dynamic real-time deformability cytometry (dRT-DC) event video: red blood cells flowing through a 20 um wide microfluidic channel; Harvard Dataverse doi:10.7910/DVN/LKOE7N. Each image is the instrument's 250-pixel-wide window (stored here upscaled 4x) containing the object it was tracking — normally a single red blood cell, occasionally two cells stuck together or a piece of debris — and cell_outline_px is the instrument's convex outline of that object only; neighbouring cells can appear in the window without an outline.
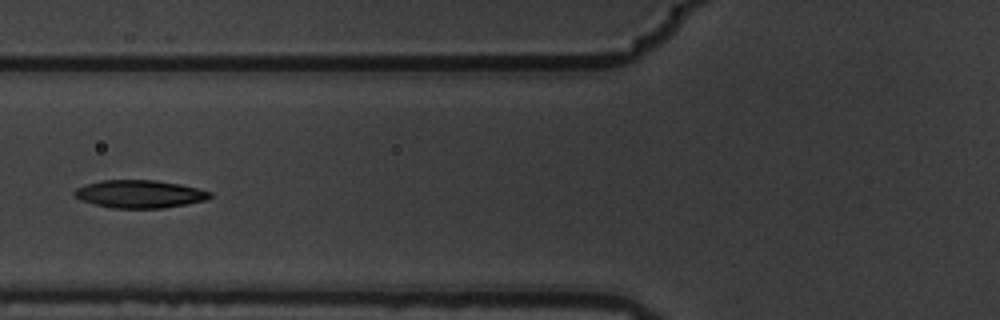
{"species": "common noctule bat (a hibernating species)", "species_latin": "Nyctalus noctula", "temperature_condition": "warm", "stored_images_in_passage": 9, "camera_frame_rate_fps": 3000, "um_per_image_px": 0.085, "animal": {"sex": "male", "body_mass_g": 19.5, "forearm_length_mm": 54.6}, "frame": {"image": 1, "passage_image": 7, "time_ms": 2.0, "image_size_px": [1000, 320], "cell_outline_px": [[212, 196], [204, 200], [188, 204], [164, 208], [112, 208], [80, 200], [72, 196], [72, 192], [76, 188], [100, 180], [156, 180], [180, 184], [212, 192]], "centroid_in_image_um": [11.84, 16.49], "position_along_channel_um": 114.0, "area_um2": 22.02}}
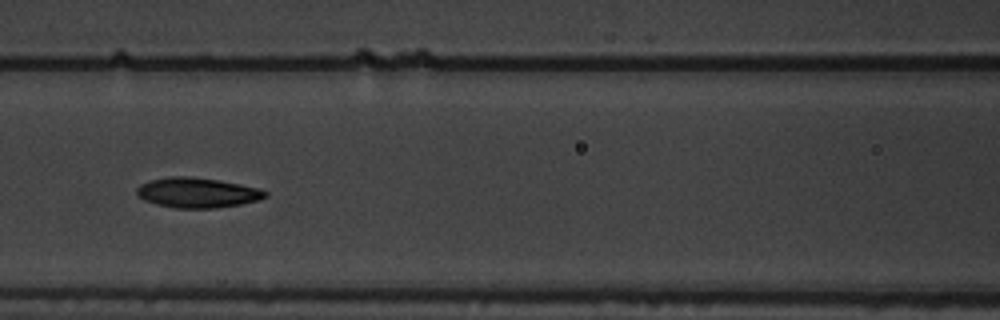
{"frame": {"image": 2, "passage_image": 8, "time_ms": 2.333, "image_size_px": [1000, 320], "cell_outline_px": [[268, 196], [260, 200], [240, 204], [212, 208], [176, 208], [156, 204], [144, 200], [136, 192], [136, 188], [140, 184], [152, 180], [168, 176], [188, 176], [220, 180], [260, 188], [268, 192]], "centroid_in_image_um": [16.8, 16.37], "position_along_channel_um": 149.8, "area_um2": 22.54}}
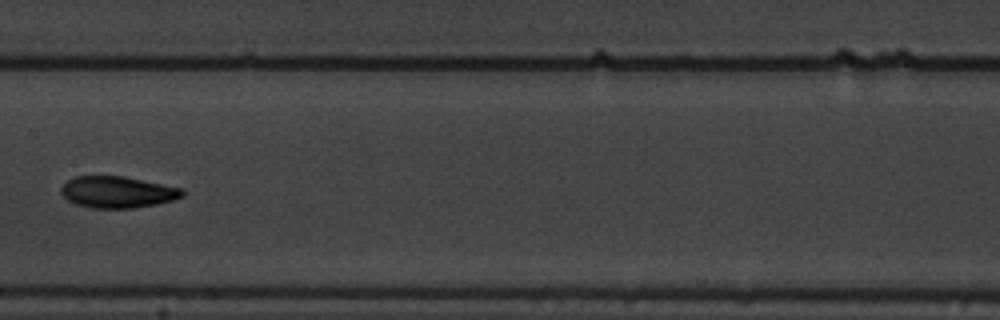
{"frame": {"image": 3, "passage_image": 9, "time_ms": 2.667, "image_size_px": [1000, 320], "cell_outline_px": [[184, 196], [172, 200], [156, 204], [132, 208], [92, 208], [76, 204], [68, 200], [60, 192], [60, 188], [68, 180], [76, 176], [124, 176], [184, 188]], "centroid_in_image_um": [10.0, 16.32], "position_along_channel_um": 197.4, "area_um2": 22.31}}